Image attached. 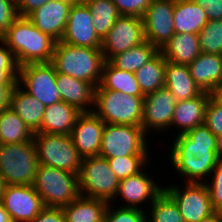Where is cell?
Here are the masks:
<instances>
[{
    "label": "cell",
    "mask_w": 222,
    "mask_h": 222,
    "mask_svg": "<svg viewBox=\"0 0 222 222\" xmlns=\"http://www.w3.org/2000/svg\"><path fill=\"white\" fill-rule=\"evenodd\" d=\"M105 123L93 112H82L74 125L71 138L79 156H99Z\"/></svg>",
    "instance_id": "e0dca14e"
},
{
    "label": "cell",
    "mask_w": 222,
    "mask_h": 222,
    "mask_svg": "<svg viewBox=\"0 0 222 222\" xmlns=\"http://www.w3.org/2000/svg\"><path fill=\"white\" fill-rule=\"evenodd\" d=\"M159 51L167 61L175 64L189 65L201 54L198 35L175 33Z\"/></svg>",
    "instance_id": "83f0119b"
},
{
    "label": "cell",
    "mask_w": 222,
    "mask_h": 222,
    "mask_svg": "<svg viewBox=\"0 0 222 222\" xmlns=\"http://www.w3.org/2000/svg\"><path fill=\"white\" fill-rule=\"evenodd\" d=\"M87 6L93 16L94 30L103 40L121 14L112 0H93Z\"/></svg>",
    "instance_id": "d6a6232c"
},
{
    "label": "cell",
    "mask_w": 222,
    "mask_h": 222,
    "mask_svg": "<svg viewBox=\"0 0 222 222\" xmlns=\"http://www.w3.org/2000/svg\"><path fill=\"white\" fill-rule=\"evenodd\" d=\"M214 172V173H213ZM213 177L210 182L205 184L209 190L210 199L216 212H222V156L219 158L214 170Z\"/></svg>",
    "instance_id": "ab89813d"
},
{
    "label": "cell",
    "mask_w": 222,
    "mask_h": 222,
    "mask_svg": "<svg viewBox=\"0 0 222 222\" xmlns=\"http://www.w3.org/2000/svg\"><path fill=\"white\" fill-rule=\"evenodd\" d=\"M38 164L78 174L82 158L71 135L34 133Z\"/></svg>",
    "instance_id": "ba28073f"
},
{
    "label": "cell",
    "mask_w": 222,
    "mask_h": 222,
    "mask_svg": "<svg viewBox=\"0 0 222 222\" xmlns=\"http://www.w3.org/2000/svg\"><path fill=\"white\" fill-rule=\"evenodd\" d=\"M198 38L201 53L222 55V20H209Z\"/></svg>",
    "instance_id": "d590c367"
},
{
    "label": "cell",
    "mask_w": 222,
    "mask_h": 222,
    "mask_svg": "<svg viewBox=\"0 0 222 222\" xmlns=\"http://www.w3.org/2000/svg\"><path fill=\"white\" fill-rule=\"evenodd\" d=\"M176 103V99L166 87L145 95L141 123L145 133L147 134L150 128L156 129L155 131L171 128Z\"/></svg>",
    "instance_id": "2e32d148"
},
{
    "label": "cell",
    "mask_w": 222,
    "mask_h": 222,
    "mask_svg": "<svg viewBox=\"0 0 222 222\" xmlns=\"http://www.w3.org/2000/svg\"><path fill=\"white\" fill-rule=\"evenodd\" d=\"M110 203L108 204L104 222H146L145 211L141 208H125L118 207L111 209Z\"/></svg>",
    "instance_id": "f35d334b"
},
{
    "label": "cell",
    "mask_w": 222,
    "mask_h": 222,
    "mask_svg": "<svg viewBox=\"0 0 222 222\" xmlns=\"http://www.w3.org/2000/svg\"><path fill=\"white\" fill-rule=\"evenodd\" d=\"M121 15L143 17L152 0H112Z\"/></svg>",
    "instance_id": "60d3db41"
},
{
    "label": "cell",
    "mask_w": 222,
    "mask_h": 222,
    "mask_svg": "<svg viewBox=\"0 0 222 222\" xmlns=\"http://www.w3.org/2000/svg\"><path fill=\"white\" fill-rule=\"evenodd\" d=\"M109 202L79 195L61 207L66 222H104Z\"/></svg>",
    "instance_id": "4316f807"
},
{
    "label": "cell",
    "mask_w": 222,
    "mask_h": 222,
    "mask_svg": "<svg viewBox=\"0 0 222 222\" xmlns=\"http://www.w3.org/2000/svg\"><path fill=\"white\" fill-rule=\"evenodd\" d=\"M56 77L57 72L50 62L30 63L19 67L17 84L26 87L25 92L48 107L62 101Z\"/></svg>",
    "instance_id": "30bf717a"
},
{
    "label": "cell",
    "mask_w": 222,
    "mask_h": 222,
    "mask_svg": "<svg viewBox=\"0 0 222 222\" xmlns=\"http://www.w3.org/2000/svg\"><path fill=\"white\" fill-rule=\"evenodd\" d=\"M18 16L16 0H0V37Z\"/></svg>",
    "instance_id": "b9f144b4"
},
{
    "label": "cell",
    "mask_w": 222,
    "mask_h": 222,
    "mask_svg": "<svg viewBox=\"0 0 222 222\" xmlns=\"http://www.w3.org/2000/svg\"><path fill=\"white\" fill-rule=\"evenodd\" d=\"M4 187H5V182L2 179V177L0 176V204L2 202Z\"/></svg>",
    "instance_id": "681fc988"
},
{
    "label": "cell",
    "mask_w": 222,
    "mask_h": 222,
    "mask_svg": "<svg viewBox=\"0 0 222 222\" xmlns=\"http://www.w3.org/2000/svg\"><path fill=\"white\" fill-rule=\"evenodd\" d=\"M204 124L222 141V103L214 95L207 103Z\"/></svg>",
    "instance_id": "74e56055"
},
{
    "label": "cell",
    "mask_w": 222,
    "mask_h": 222,
    "mask_svg": "<svg viewBox=\"0 0 222 222\" xmlns=\"http://www.w3.org/2000/svg\"><path fill=\"white\" fill-rule=\"evenodd\" d=\"M71 6L60 0H50L32 11L27 18L41 32L59 42L67 24Z\"/></svg>",
    "instance_id": "ac0fdd59"
},
{
    "label": "cell",
    "mask_w": 222,
    "mask_h": 222,
    "mask_svg": "<svg viewBox=\"0 0 222 222\" xmlns=\"http://www.w3.org/2000/svg\"><path fill=\"white\" fill-rule=\"evenodd\" d=\"M166 59L159 51L150 61L134 73L144 95L165 87Z\"/></svg>",
    "instance_id": "f546056e"
},
{
    "label": "cell",
    "mask_w": 222,
    "mask_h": 222,
    "mask_svg": "<svg viewBox=\"0 0 222 222\" xmlns=\"http://www.w3.org/2000/svg\"><path fill=\"white\" fill-rule=\"evenodd\" d=\"M147 175V172L144 173V171H141L137 175L120 180L115 197L119 195L128 203L120 207L140 209V207H137L139 206L137 204H142V202L150 200L152 204L164 191L163 186L162 188L158 186V184L153 182V179Z\"/></svg>",
    "instance_id": "d6986e66"
},
{
    "label": "cell",
    "mask_w": 222,
    "mask_h": 222,
    "mask_svg": "<svg viewBox=\"0 0 222 222\" xmlns=\"http://www.w3.org/2000/svg\"><path fill=\"white\" fill-rule=\"evenodd\" d=\"M78 1V4H87L89 3L90 1H93V0H77Z\"/></svg>",
    "instance_id": "f5cc1de1"
},
{
    "label": "cell",
    "mask_w": 222,
    "mask_h": 222,
    "mask_svg": "<svg viewBox=\"0 0 222 222\" xmlns=\"http://www.w3.org/2000/svg\"><path fill=\"white\" fill-rule=\"evenodd\" d=\"M1 205L12 222H31L45 207L32 185H5Z\"/></svg>",
    "instance_id": "5bb4252c"
},
{
    "label": "cell",
    "mask_w": 222,
    "mask_h": 222,
    "mask_svg": "<svg viewBox=\"0 0 222 222\" xmlns=\"http://www.w3.org/2000/svg\"><path fill=\"white\" fill-rule=\"evenodd\" d=\"M0 39L12 51L18 66L49 63L56 41L41 32L27 17L18 16Z\"/></svg>",
    "instance_id": "7a4b0ae2"
},
{
    "label": "cell",
    "mask_w": 222,
    "mask_h": 222,
    "mask_svg": "<svg viewBox=\"0 0 222 222\" xmlns=\"http://www.w3.org/2000/svg\"><path fill=\"white\" fill-rule=\"evenodd\" d=\"M92 21L87 4L71 6L60 41L71 46L101 49L102 40L97 36Z\"/></svg>",
    "instance_id": "9a60e30c"
},
{
    "label": "cell",
    "mask_w": 222,
    "mask_h": 222,
    "mask_svg": "<svg viewBox=\"0 0 222 222\" xmlns=\"http://www.w3.org/2000/svg\"><path fill=\"white\" fill-rule=\"evenodd\" d=\"M213 95L222 103V87H219Z\"/></svg>",
    "instance_id": "f907efd6"
},
{
    "label": "cell",
    "mask_w": 222,
    "mask_h": 222,
    "mask_svg": "<svg viewBox=\"0 0 222 222\" xmlns=\"http://www.w3.org/2000/svg\"><path fill=\"white\" fill-rule=\"evenodd\" d=\"M119 182L106 158L93 156L82 159L78 173V188L81 196L112 203V200H115Z\"/></svg>",
    "instance_id": "52a82bcc"
},
{
    "label": "cell",
    "mask_w": 222,
    "mask_h": 222,
    "mask_svg": "<svg viewBox=\"0 0 222 222\" xmlns=\"http://www.w3.org/2000/svg\"><path fill=\"white\" fill-rule=\"evenodd\" d=\"M175 33L198 35L209 21L204 9L193 0H175L174 7Z\"/></svg>",
    "instance_id": "484cf974"
},
{
    "label": "cell",
    "mask_w": 222,
    "mask_h": 222,
    "mask_svg": "<svg viewBox=\"0 0 222 222\" xmlns=\"http://www.w3.org/2000/svg\"><path fill=\"white\" fill-rule=\"evenodd\" d=\"M50 0H16L18 15L27 17L32 11L41 7Z\"/></svg>",
    "instance_id": "f6af8a7d"
},
{
    "label": "cell",
    "mask_w": 222,
    "mask_h": 222,
    "mask_svg": "<svg viewBox=\"0 0 222 222\" xmlns=\"http://www.w3.org/2000/svg\"><path fill=\"white\" fill-rule=\"evenodd\" d=\"M56 84L62 101L78 108L81 112H92L87 108L89 104H94L96 86L93 83L57 73Z\"/></svg>",
    "instance_id": "44dd1931"
},
{
    "label": "cell",
    "mask_w": 222,
    "mask_h": 222,
    "mask_svg": "<svg viewBox=\"0 0 222 222\" xmlns=\"http://www.w3.org/2000/svg\"><path fill=\"white\" fill-rule=\"evenodd\" d=\"M17 83H0V111L10 108L11 93Z\"/></svg>",
    "instance_id": "bcb514c9"
},
{
    "label": "cell",
    "mask_w": 222,
    "mask_h": 222,
    "mask_svg": "<svg viewBox=\"0 0 222 222\" xmlns=\"http://www.w3.org/2000/svg\"><path fill=\"white\" fill-rule=\"evenodd\" d=\"M46 207H63L79 195L78 174L38 164L32 185Z\"/></svg>",
    "instance_id": "5b68a950"
},
{
    "label": "cell",
    "mask_w": 222,
    "mask_h": 222,
    "mask_svg": "<svg viewBox=\"0 0 222 222\" xmlns=\"http://www.w3.org/2000/svg\"><path fill=\"white\" fill-rule=\"evenodd\" d=\"M50 63L57 73L99 85L105 63L101 49L56 42Z\"/></svg>",
    "instance_id": "3957f363"
},
{
    "label": "cell",
    "mask_w": 222,
    "mask_h": 222,
    "mask_svg": "<svg viewBox=\"0 0 222 222\" xmlns=\"http://www.w3.org/2000/svg\"><path fill=\"white\" fill-rule=\"evenodd\" d=\"M62 1L63 3L65 4H68L70 6H74V5H77L78 4V1L77 0H60Z\"/></svg>",
    "instance_id": "816d5d0a"
},
{
    "label": "cell",
    "mask_w": 222,
    "mask_h": 222,
    "mask_svg": "<svg viewBox=\"0 0 222 222\" xmlns=\"http://www.w3.org/2000/svg\"><path fill=\"white\" fill-rule=\"evenodd\" d=\"M31 222H66V220L61 208L45 206Z\"/></svg>",
    "instance_id": "ee69618b"
},
{
    "label": "cell",
    "mask_w": 222,
    "mask_h": 222,
    "mask_svg": "<svg viewBox=\"0 0 222 222\" xmlns=\"http://www.w3.org/2000/svg\"><path fill=\"white\" fill-rule=\"evenodd\" d=\"M199 222H222V212H214L213 214L203 218Z\"/></svg>",
    "instance_id": "7dc6e473"
},
{
    "label": "cell",
    "mask_w": 222,
    "mask_h": 222,
    "mask_svg": "<svg viewBox=\"0 0 222 222\" xmlns=\"http://www.w3.org/2000/svg\"><path fill=\"white\" fill-rule=\"evenodd\" d=\"M37 166L33 140L0 144V176L5 185H33Z\"/></svg>",
    "instance_id": "8992f818"
},
{
    "label": "cell",
    "mask_w": 222,
    "mask_h": 222,
    "mask_svg": "<svg viewBox=\"0 0 222 222\" xmlns=\"http://www.w3.org/2000/svg\"><path fill=\"white\" fill-rule=\"evenodd\" d=\"M175 138L170 153L174 170L186 176V183H205L222 156V141L204 123Z\"/></svg>",
    "instance_id": "6da1fadb"
},
{
    "label": "cell",
    "mask_w": 222,
    "mask_h": 222,
    "mask_svg": "<svg viewBox=\"0 0 222 222\" xmlns=\"http://www.w3.org/2000/svg\"><path fill=\"white\" fill-rule=\"evenodd\" d=\"M145 135L141 126L105 123L99 156L108 159L148 154Z\"/></svg>",
    "instance_id": "9c48e42d"
},
{
    "label": "cell",
    "mask_w": 222,
    "mask_h": 222,
    "mask_svg": "<svg viewBox=\"0 0 222 222\" xmlns=\"http://www.w3.org/2000/svg\"><path fill=\"white\" fill-rule=\"evenodd\" d=\"M163 188L177 204L185 222H199L215 212L205 183H187L183 190L176 185Z\"/></svg>",
    "instance_id": "8fae6325"
},
{
    "label": "cell",
    "mask_w": 222,
    "mask_h": 222,
    "mask_svg": "<svg viewBox=\"0 0 222 222\" xmlns=\"http://www.w3.org/2000/svg\"><path fill=\"white\" fill-rule=\"evenodd\" d=\"M165 87L177 102L200 96L203 93L192 78L188 65L175 64L167 60Z\"/></svg>",
    "instance_id": "cb8c5ba5"
},
{
    "label": "cell",
    "mask_w": 222,
    "mask_h": 222,
    "mask_svg": "<svg viewBox=\"0 0 222 222\" xmlns=\"http://www.w3.org/2000/svg\"><path fill=\"white\" fill-rule=\"evenodd\" d=\"M175 0H152L143 18L145 40L159 50L175 34Z\"/></svg>",
    "instance_id": "4fadbf2b"
},
{
    "label": "cell",
    "mask_w": 222,
    "mask_h": 222,
    "mask_svg": "<svg viewBox=\"0 0 222 222\" xmlns=\"http://www.w3.org/2000/svg\"><path fill=\"white\" fill-rule=\"evenodd\" d=\"M145 40L142 17L121 15L102 40V53L105 61L115 55L135 47Z\"/></svg>",
    "instance_id": "7c38bea8"
},
{
    "label": "cell",
    "mask_w": 222,
    "mask_h": 222,
    "mask_svg": "<svg viewBox=\"0 0 222 222\" xmlns=\"http://www.w3.org/2000/svg\"><path fill=\"white\" fill-rule=\"evenodd\" d=\"M98 86L103 90L119 91L134 96H145L141 92L134 73L119 70L109 61H105L103 65L102 77Z\"/></svg>",
    "instance_id": "f1b7e54d"
},
{
    "label": "cell",
    "mask_w": 222,
    "mask_h": 222,
    "mask_svg": "<svg viewBox=\"0 0 222 222\" xmlns=\"http://www.w3.org/2000/svg\"><path fill=\"white\" fill-rule=\"evenodd\" d=\"M188 67L192 78L203 92L214 94L222 85V55L201 53Z\"/></svg>",
    "instance_id": "ffe728a7"
},
{
    "label": "cell",
    "mask_w": 222,
    "mask_h": 222,
    "mask_svg": "<svg viewBox=\"0 0 222 222\" xmlns=\"http://www.w3.org/2000/svg\"><path fill=\"white\" fill-rule=\"evenodd\" d=\"M34 133L10 108L0 111V144L31 141Z\"/></svg>",
    "instance_id": "4dcf8cb0"
},
{
    "label": "cell",
    "mask_w": 222,
    "mask_h": 222,
    "mask_svg": "<svg viewBox=\"0 0 222 222\" xmlns=\"http://www.w3.org/2000/svg\"><path fill=\"white\" fill-rule=\"evenodd\" d=\"M0 222H12L10 215L1 204H0Z\"/></svg>",
    "instance_id": "c3c4849f"
},
{
    "label": "cell",
    "mask_w": 222,
    "mask_h": 222,
    "mask_svg": "<svg viewBox=\"0 0 222 222\" xmlns=\"http://www.w3.org/2000/svg\"><path fill=\"white\" fill-rule=\"evenodd\" d=\"M204 9L208 20H222V0H193Z\"/></svg>",
    "instance_id": "7bdbcfd3"
},
{
    "label": "cell",
    "mask_w": 222,
    "mask_h": 222,
    "mask_svg": "<svg viewBox=\"0 0 222 222\" xmlns=\"http://www.w3.org/2000/svg\"><path fill=\"white\" fill-rule=\"evenodd\" d=\"M10 109L26 123L33 133H40L45 106L24 89L22 90L19 84H16L11 93Z\"/></svg>",
    "instance_id": "d4e9b609"
},
{
    "label": "cell",
    "mask_w": 222,
    "mask_h": 222,
    "mask_svg": "<svg viewBox=\"0 0 222 222\" xmlns=\"http://www.w3.org/2000/svg\"><path fill=\"white\" fill-rule=\"evenodd\" d=\"M151 205V217L146 216V222H185L177 204L165 191Z\"/></svg>",
    "instance_id": "836d02e7"
},
{
    "label": "cell",
    "mask_w": 222,
    "mask_h": 222,
    "mask_svg": "<svg viewBox=\"0 0 222 222\" xmlns=\"http://www.w3.org/2000/svg\"><path fill=\"white\" fill-rule=\"evenodd\" d=\"M0 42L2 43V47L0 46V83H17L19 73L17 61L7 45L1 39Z\"/></svg>",
    "instance_id": "8d00e7d4"
},
{
    "label": "cell",
    "mask_w": 222,
    "mask_h": 222,
    "mask_svg": "<svg viewBox=\"0 0 222 222\" xmlns=\"http://www.w3.org/2000/svg\"><path fill=\"white\" fill-rule=\"evenodd\" d=\"M82 112L64 101L45 107L40 133L70 135Z\"/></svg>",
    "instance_id": "603a6c76"
},
{
    "label": "cell",
    "mask_w": 222,
    "mask_h": 222,
    "mask_svg": "<svg viewBox=\"0 0 222 222\" xmlns=\"http://www.w3.org/2000/svg\"><path fill=\"white\" fill-rule=\"evenodd\" d=\"M159 49L148 41L115 55L109 62L119 70L135 73L150 61Z\"/></svg>",
    "instance_id": "1f68e13d"
},
{
    "label": "cell",
    "mask_w": 222,
    "mask_h": 222,
    "mask_svg": "<svg viewBox=\"0 0 222 222\" xmlns=\"http://www.w3.org/2000/svg\"><path fill=\"white\" fill-rule=\"evenodd\" d=\"M144 96H134L119 91L95 88L92 112L104 123L141 126ZM98 110V111H97Z\"/></svg>",
    "instance_id": "277c9868"
},
{
    "label": "cell",
    "mask_w": 222,
    "mask_h": 222,
    "mask_svg": "<svg viewBox=\"0 0 222 222\" xmlns=\"http://www.w3.org/2000/svg\"><path fill=\"white\" fill-rule=\"evenodd\" d=\"M213 94L203 92L200 96L178 101L172 116L171 127L181 128L179 134H185L205 121V110Z\"/></svg>",
    "instance_id": "7402d4cb"
},
{
    "label": "cell",
    "mask_w": 222,
    "mask_h": 222,
    "mask_svg": "<svg viewBox=\"0 0 222 222\" xmlns=\"http://www.w3.org/2000/svg\"><path fill=\"white\" fill-rule=\"evenodd\" d=\"M148 154H137L108 158L110 168L114 171L119 180L137 175L145 169L148 162ZM146 163V164H145ZM144 168V169H143Z\"/></svg>",
    "instance_id": "e575fe53"
}]
</instances>
